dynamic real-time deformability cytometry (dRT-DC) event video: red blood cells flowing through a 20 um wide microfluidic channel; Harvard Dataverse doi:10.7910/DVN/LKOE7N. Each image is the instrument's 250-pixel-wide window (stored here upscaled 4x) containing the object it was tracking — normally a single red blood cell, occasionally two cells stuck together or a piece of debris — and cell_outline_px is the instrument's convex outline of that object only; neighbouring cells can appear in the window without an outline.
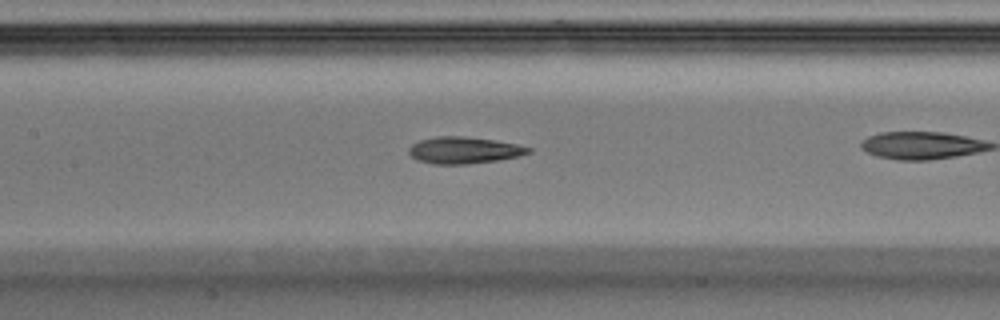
{"species": "Egyptian fruit bat (a non-hibernating species)", "species_latin": "Rousettus aegyptiacus", "temperature_condition": "warm", "stored_images_in_passage": 39, "camera_frame_rate_fps": 3000, "um_per_image_px": 0.085, "animal": {"sex": "male"}, "frame": {"image": 1, "passage_image": 23, "time_ms": 7.333, "image_size_px": [1000, 320], "cell_outline_px": [[532, 152], [520, 156], [500, 160], [468, 164], [432, 164], [416, 160], [408, 152], [408, 148], [412, 144], [420, 140], [436, 136], [464, 136], [496, 140], [516, 144], [532, 148]], "centroid_in_image_um": [39.45, 12.77], "position_along_channel_um": 167.9, "area_um2": 18.84}}
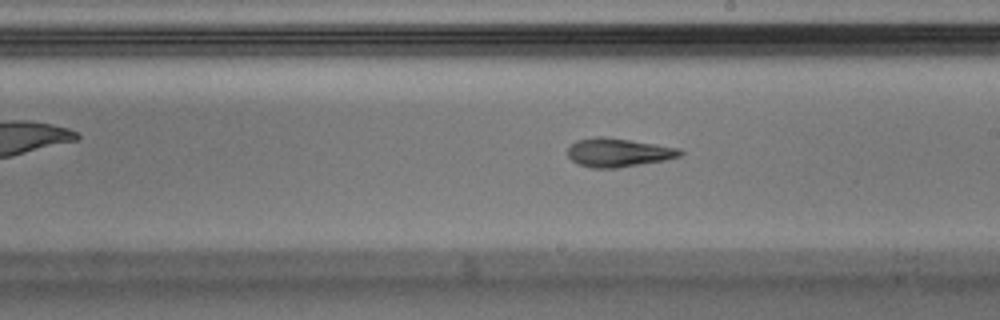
{"frame": {"image": 2, "passage_image": 28, "time_ms": 9.0, "image_size_px": [1000, 320], "cell_outline_px": [[684, 152], [680, 156], [664, 160], [616, 168], [592, 168], [576, 164], [568, 156], [568, 148], [576, 140], [596, 136], [604, 136], [632, 140], [680, 148]], "centroid_in_image_um": [52.54, 12.96], "position_along_channel_um": 236.5, "area_um2": 18.84}}